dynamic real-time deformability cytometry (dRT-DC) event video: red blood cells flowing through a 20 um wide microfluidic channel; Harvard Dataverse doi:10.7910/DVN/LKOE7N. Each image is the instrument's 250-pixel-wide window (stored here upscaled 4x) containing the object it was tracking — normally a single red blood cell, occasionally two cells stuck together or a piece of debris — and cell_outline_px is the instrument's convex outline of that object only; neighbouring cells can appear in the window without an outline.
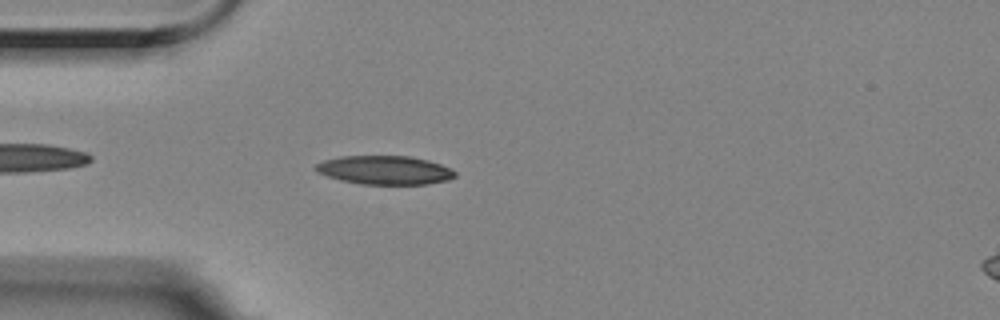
{"species": "Egyptian fruit bat (a non-hibernating species)", "species_latin": "Rousettus aegyptiacus", "temperature_condition": "room temperature", "stored_images_in_passage": 31, "camera_frame_rate_fps": 3000, "um_per_image_px": 0.085, "animal": {"sex": "female"}, "frame": {"image": 1, "passage_image": 6, "time_ms": 1.667, "image_size_px": [1000, 320], "cell_outline_px": [[456, 176], [448, 180], [428, 184], [360, 184], [340, 180], [316, 172], [316, 164], [324, 160], [340, 156], [412, 156], [428, 160], [440, 164], [456, 172]], "centroid_in_image_um": [32.7, 14.46], "position_along_channel_um": 52.3, "area_um2": 23.29}}
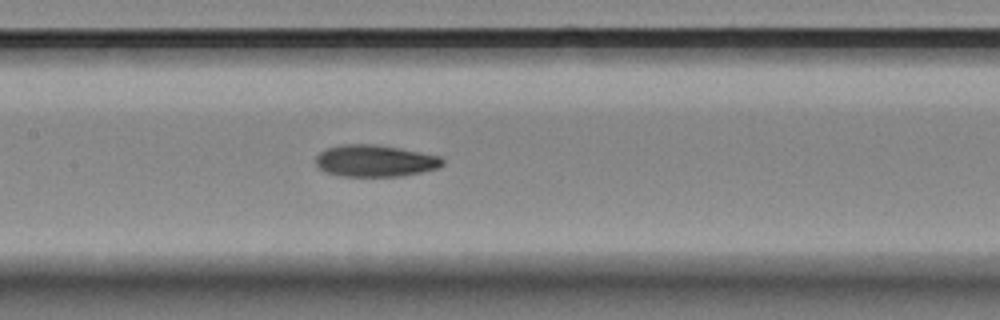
{"frame": {"image": 2, "passage_image": 17, "time_ms": 5.333, "image_size_px": [1000, 320], "cell_outline_px": [[444, 164], [440, 168], [400, 176], [340, 176], [324, 172], [316, 164], [316, 156], [320, 152], [328, 148], [340, 144], [376, 144], [400, 148], [440, 156], [444, 160]], "centroid_in_image_um": [31.88, 13.67], "position_along_channel_um": 175.5, "area_um2": 23.58}}
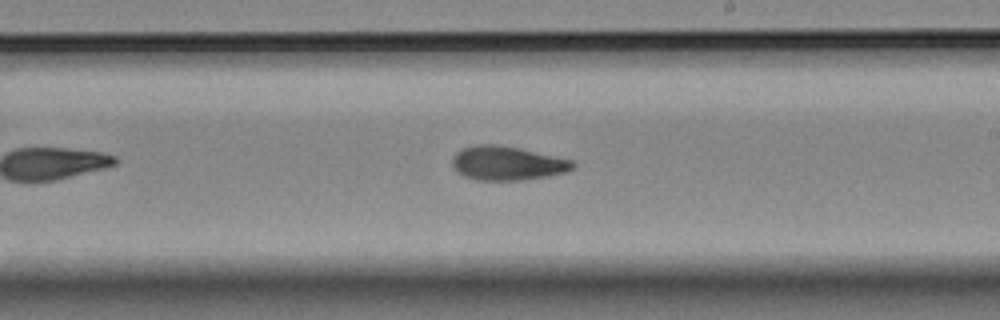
{"frame": {"image": 3, "passage_image": 23, "time_ms": 7.333, "image_size_px": [1000, 320], "cell_outline_px": [[576, 164], [572, 168], [564, 172], [548, 176], [520, 180], [476, 180], [464, 176], [452, 164], [452, 156], [460, 148], [476, 144], [500, 144], [520, 148], [572, 160]], "centroid_in_image_um": [43.08, 13.85], "position_along_channel_um": 245.9, "area_um2": 23.87}}